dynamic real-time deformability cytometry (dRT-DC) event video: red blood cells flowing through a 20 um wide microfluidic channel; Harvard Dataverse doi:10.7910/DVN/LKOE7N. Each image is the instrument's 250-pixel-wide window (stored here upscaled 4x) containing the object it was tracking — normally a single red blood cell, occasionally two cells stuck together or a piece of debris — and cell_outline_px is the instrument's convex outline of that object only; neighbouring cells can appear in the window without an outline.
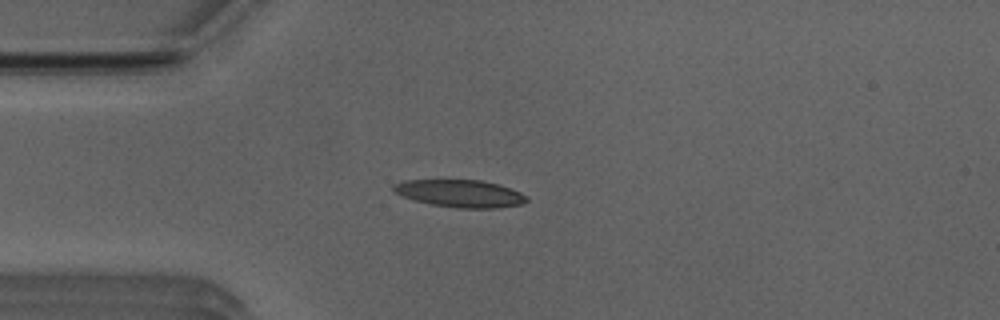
{"species": "Egyptian fruit bat (a non-hibernating species)", "species_latin": "Rousettus aegyptiacus", "temperature_condition": "room temperature", "stored_images_in_passage": 32, "camera_frame_rate_fps": 3000, "um_per_image_px": 0.085, "animal": {"sex": "male"}, "frame": {"image": 1, "passage_image": 4, "time_ms": 1.0, "image_size_px": [1000, 320], "cell_outline_px": [[528, 200], [520, 204], [496, 208], [456, 208], [432, 204], [412, 200], [400, 196], [392, 192], [392, 184], [404, 180], [480, 180], [500, 184], [520, 192], [528, 196]], "centroid_in_image_um": [39.06, 16.44], "position_along_channel_um": 45.9, "area_um2": 21.5}}
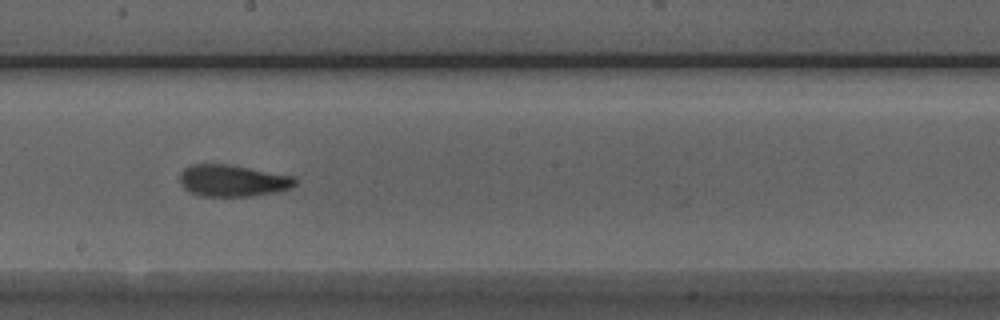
{"frame": {"image": 2, "passage_image": 19, "time_ms": 6.0, "image_size_px": [1000, 320], "cell_outline_px": [[296, 184], [288, 188], [276, 192], [252, 196], [200, 196], [188, 192], [180, 184], [180, 172], [184, 168], [192, 164], [228, 164], [292, 176], [296, 180]], "centroid_in_image_um": [19.71, 15.36], "position_along_channel_um": 228.5, "area_um2": 21.27}}
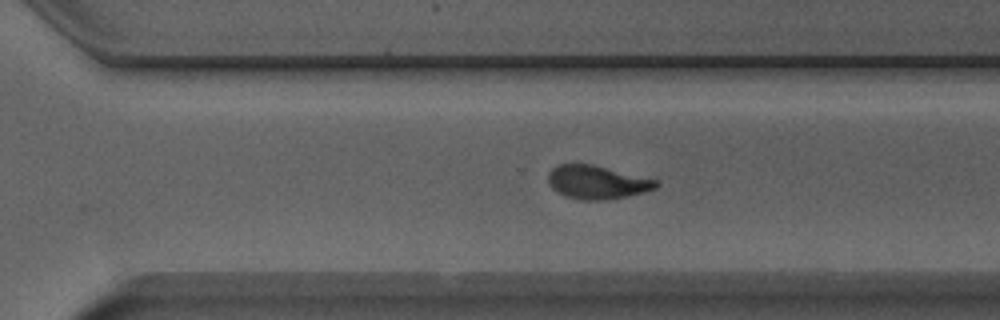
{"frame": {"image": 3, "passage_image": 26, "time_ms": 8.333, "image_size_px": [1000, 320], "cell_outline_px": [[660, 184], [656, 188], [644, 192], [624, 196], [600, 200], [580, 200], [564, 196], [556, 192], [548, 184], [548, 176], [552, 168], [560, 164], [592, 164], [656, 180]], "centroid_in_image_um": [50.7, 15.49], "position_along_channel_um": 319.9, "area_um2": 20.81}, "authors_computed_cell_mechanics": {"area_um2": 21.2126, "velocity_mm_per_s": 3.9283, "shape_relaxation_time_tau1_ms": 3.9389, "shape_relaxation_time_tau2_ms": 1.8001, "deformation_change_tau1": 0.1783, "deformation_change_tau2": 0.0966}}